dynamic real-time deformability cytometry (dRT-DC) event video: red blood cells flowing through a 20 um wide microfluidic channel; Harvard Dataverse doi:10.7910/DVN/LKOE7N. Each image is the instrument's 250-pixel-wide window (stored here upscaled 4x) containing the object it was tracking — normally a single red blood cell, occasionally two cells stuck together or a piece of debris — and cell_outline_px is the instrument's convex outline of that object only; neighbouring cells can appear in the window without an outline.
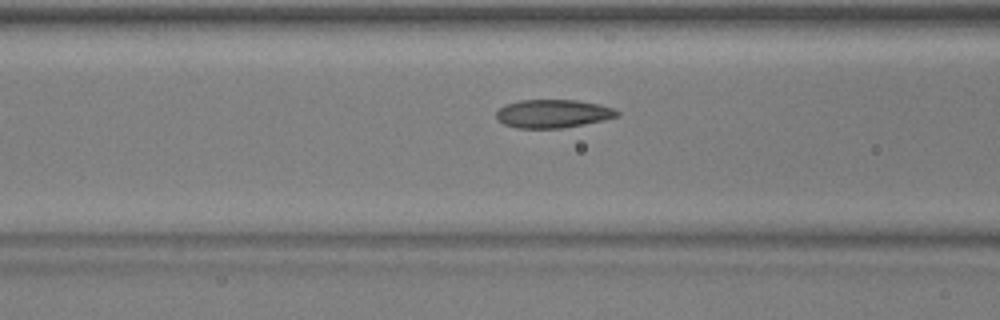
{"species": "common noctule bat (a hibernating species)", "species_latin": "Nyctalus noctula", "temperature_condition": "warm", "stored_images_in_passage": 37, "camera_frame_rate_fps": 3000, "um_per_image_px": 0.085, "animal": {"sex": "male", "body_mass_g": 17.9, "forearm_length_mm": 54.2}, "frame": {"image": 1, "passage_image": 15, "time_ms": 4.667, "image_size_px": [1000, 320], "cell_outline_px": [[620, 116], [584, 124], [560, 128], [516, 128], [504, 124], [496, 120], [496, 112], [504, 104], [520, 100], [576, 100], [600, 104], [612, 108], [620, 112]], "centroid_in_image_um": [46.97, 9.66], "position_along_channel_um": 119.6, "area_um2": 20.0}}
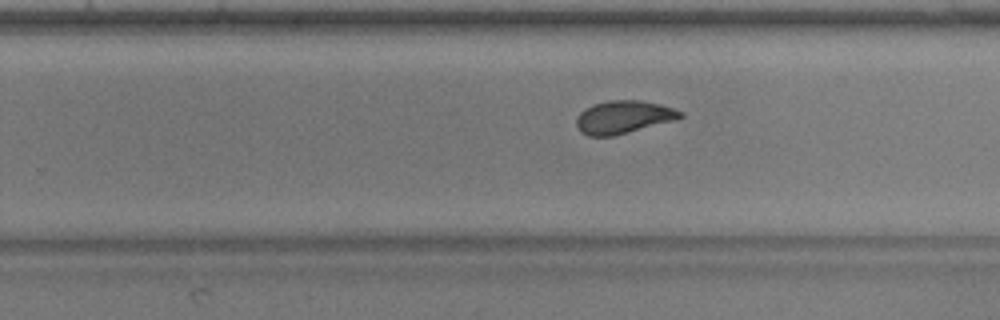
{"frame": {"image": 2, "passage_image": 27, "time_ms": 8.667, "image_size_px": [1000, 320], "cell_outline_px": [[684, 116], [676, 120], [612, 136], [588, 136], [580, 132], [576, 128], [576, 120], [580, 112], [584, 108], [592, 104], [608, 100], [636, 100], [660, 104], [684, 112]], "centroid_in_image_um": [52.97, 9.95], "position_along_channel_um": 276.8, "area_um2": 20.0}}
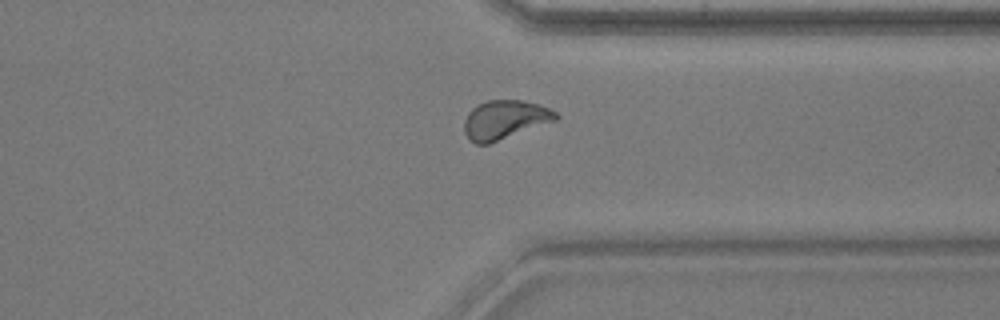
{"frame": {"image": 3, "passage_image": 34, "time_ms": 11.0, "image_size_px": [1000, 320], "cell_outline_px": [[560, 116], [556, 120], [488, 144], [476, 144], [468, 140], [464, 132], [464, 120], [468, 112], [476, 104], [488, 100], [520, 100], [540, 104], [556, 112]], "centroid_in_image_um": [42.87, 10.17], "position_along_channel_um": 368.5, "area_um2": 20.81}}